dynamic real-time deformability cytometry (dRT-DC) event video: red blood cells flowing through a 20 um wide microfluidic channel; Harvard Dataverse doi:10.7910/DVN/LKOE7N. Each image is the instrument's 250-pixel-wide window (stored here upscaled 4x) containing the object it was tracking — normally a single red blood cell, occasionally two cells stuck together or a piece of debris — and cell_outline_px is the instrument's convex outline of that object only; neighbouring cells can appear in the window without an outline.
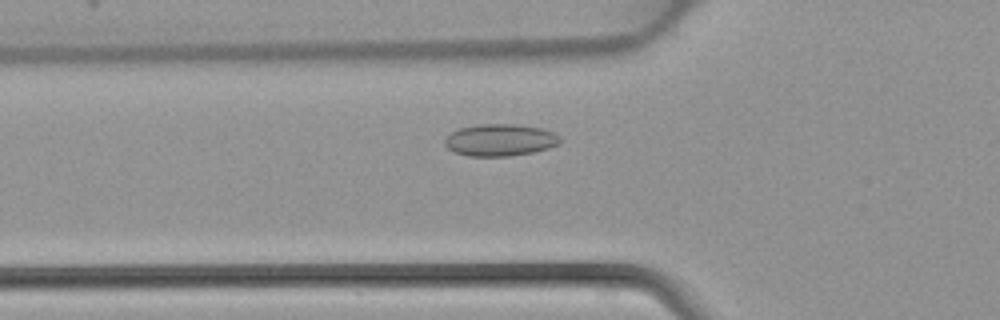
{"species": "common noctule bat (a hibernating species)", "species_latin": "Nyctalus noctula", "temperature_condition": "warm", "stored_images_in_passage": 41, "camera_frame_rate_fps": 3000, "um_per_image_px": 0.085, "animal": {"sex": "female", "body_mass_g": 22.7, "forearm_length_mm": 54.2}, "frame": {"image": 1, "passage_image": 12, "time_ms": 3.667, "image_size_px": [1000, 320], "cell_outline_px": [[560, 144], [548, 148], [532, 152], [508, 156], [468, 156], [456, 152], [448, 148], [444, 144], [444, 140], [452, 132], [460, 128], [476, 124], [516, 124], [544, 128], [560, 136]], "centroid_in_image_um": [42.52, 11.89], "position_along_channel_um": 83.3, "area_um2": 21.5}}
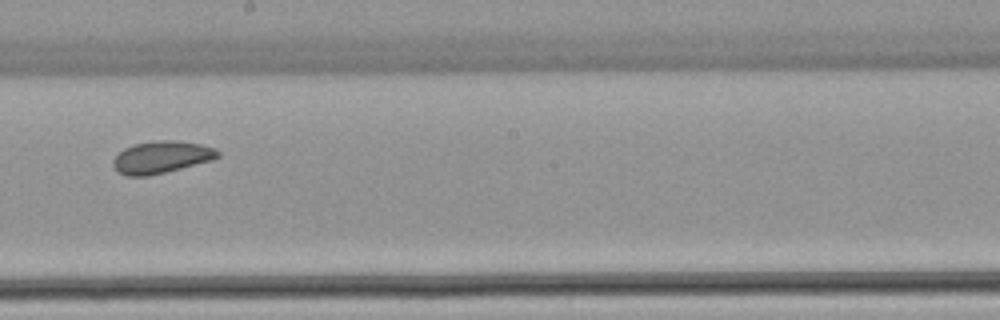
{"frame": {"image": 2, "passage_image": 22, "time_ms": 7.0, "image_size_px": [1000, 320], "cell_outline_px": [[220, 156], [212, 160], [148, 176], [128, 176], [120, 172], [112, 164], [112, 160], [124, 148], [136, 144], [156, 140], [172, 140], [200, 144], [216, 148], [220, 152]], "centroid_in_image_um": [13.74, 13.35], "position_along_channel_um": 234.5, "area_um2": 19.36}}
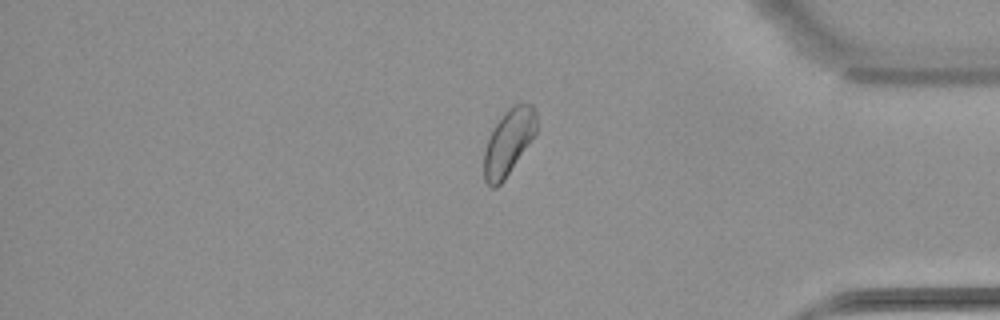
{"frame": {"image": 3, "passage_image": 34, "time_ms": 11.0, "image_size_px": [1000, 320], "cell_outline_px": [[536, 132], [504, 180], [496, 188], [492, 188], [484, 180], [484, 152], [488, 140], [496, 124], [508, 108], [512, 104], [532, 104], [536, 112]], "centroid_in_image_um": [43.22, 12.09], "position_along_channel_um": 392.0, "area_um2": 19.65}}